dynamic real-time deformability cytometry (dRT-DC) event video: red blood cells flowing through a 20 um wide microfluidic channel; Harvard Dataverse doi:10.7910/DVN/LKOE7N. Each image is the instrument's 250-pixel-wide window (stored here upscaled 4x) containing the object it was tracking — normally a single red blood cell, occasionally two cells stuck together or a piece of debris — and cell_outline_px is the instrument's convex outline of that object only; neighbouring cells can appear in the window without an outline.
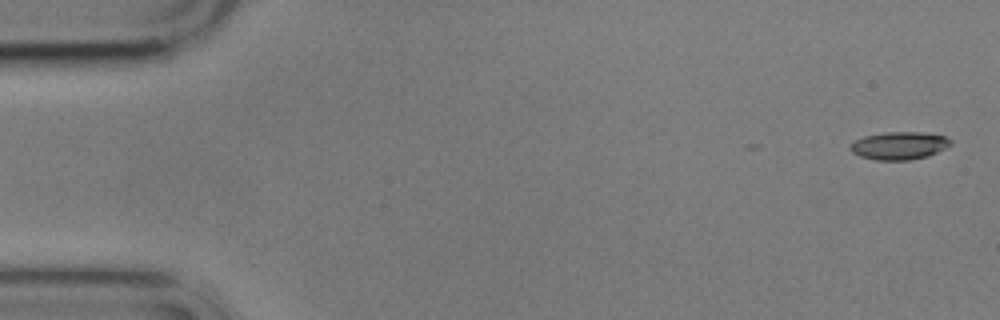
{"species": "common noctule bat (a hibernating species)", "species_latin": "Nyctalus noctula", "temperature_condition": "cold", "stored_images_in_passage": 6, "segment_of_instrument_passage": [2, 2], "camera_frame_rate_fps": 3000, "um_per_image_px": 0.085, "animal": {"sex": "male", "body_mass_g": 17.9}, "frame": {"image": 1, "passage_image": 6, "time_ms": 5.667, "image_size_px": [1000, 320], "cell_outline_px": [[952, 144], [928, 156], [908, 160], [876, 160], [860, 156], [852, 152], [848, 148], [856, 140], [864, 136], [884, 132], [920, 132], [944, 136], [952, 140]], "centroid_in_image_um": [76.42, 12.38], "position_along_channel_um": 8.6, "area_um2": 16.13}}